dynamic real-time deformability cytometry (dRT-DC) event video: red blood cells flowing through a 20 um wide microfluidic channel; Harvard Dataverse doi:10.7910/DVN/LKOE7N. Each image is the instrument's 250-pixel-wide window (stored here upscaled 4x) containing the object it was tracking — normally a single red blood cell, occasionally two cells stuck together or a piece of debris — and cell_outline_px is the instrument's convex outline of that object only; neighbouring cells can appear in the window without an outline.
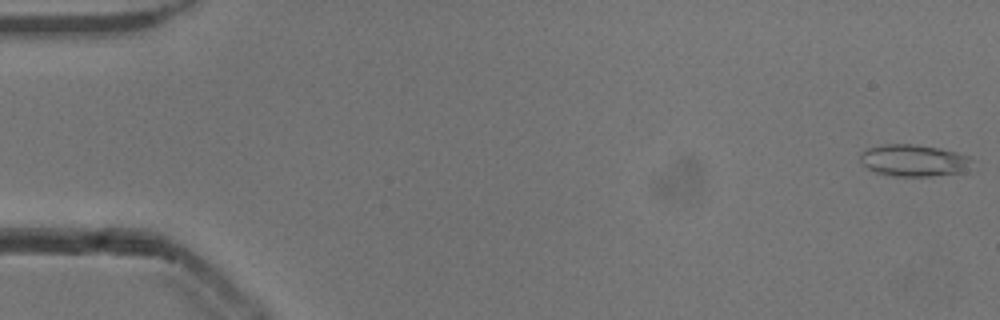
{"species": "common noctule bat (a hibernating species)", "species_latin": "Nyctalus noctula", "temperature_condition": "cold", "stored_images_in_passage": 53, "camera_frame_rate_fps": 3000, "um_per_image_px": 0.085, "animal": {"sex": "male", "body_mass_g": 13.3}, "frame": {"image": 1, "passage_image": 1, "time_ms": 0.0, "image_size_px": [1000, 320], "cell_outline_px": [[968, 160], [960, 172], [928, 176], [892, 176], [876, 172], [868, 168], [860, 160], [860, 152], [868, 148], [884, 144], [912, 144], [940, 148], [956, 152], [968, 156]], "centroid_in_image_um": [77.54, 13.62], "position_along_channel_um": 7.5, "area_um2": 20.11}}
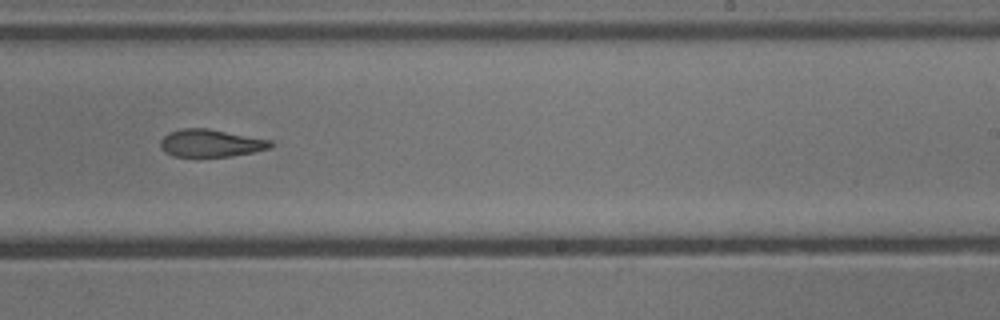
{"frame": {"image": 2, "passage_image": 33, "time_ms": 10.667, "image_size_px": [1000, 320], "cell_outline_px": [[272, 144], [268, 148], [252, 152], [228, 156], [172, 156], [164, 152], [160, 148], [160, 140], [168, 132], [184, 128], [208, 128], [272, 140]], "centroid_in_image_um": [17.86, 12.15], "position_along_channel_um": 271.1, "area_um2": 17.57}}
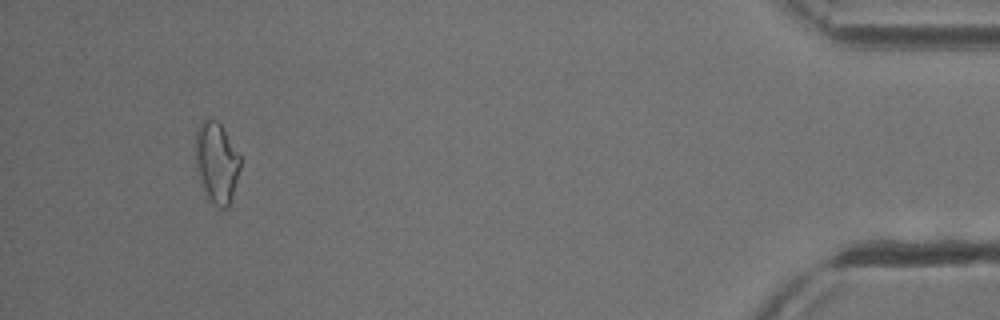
{"frame": {"image": 3, "passage_image": 50, "time_ms": 16.333, "image_size_px": [1000, 320], "cell_outline_px": [[240, 168], [228, 208], [220, 208], [208, 200], [200, 180], [196, 168], [192, 148], [196, 132], [200, 120], [216, 120], [220, 124], [240, 156]], "centroid_in_image_um": [18.35, 13.8], "position_along_channel_um": 416.8, "area_um2": 21.27}, "authors_computed_cell_mechanics": {"area_um2": 19.363, "velocity_mm_per_s": 3.8574, "shape_relaxation_time_tau1_ms": null, "shape_relaxation_time_tau2_ms": 6.4213, "deformation_change_tau1": null, "deformation_change_tau2": 0.144}}